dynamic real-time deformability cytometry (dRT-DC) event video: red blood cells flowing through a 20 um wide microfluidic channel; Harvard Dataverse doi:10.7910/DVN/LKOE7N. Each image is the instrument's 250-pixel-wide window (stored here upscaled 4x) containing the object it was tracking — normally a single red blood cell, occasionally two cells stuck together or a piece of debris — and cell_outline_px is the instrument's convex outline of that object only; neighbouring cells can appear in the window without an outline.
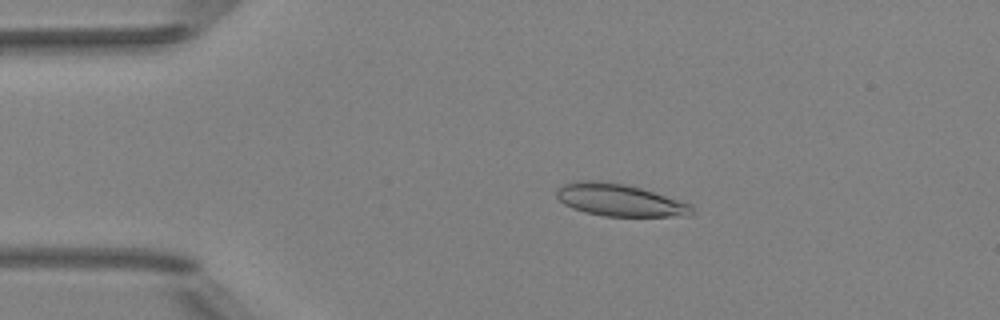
{"species": "Egyptian fruit bat (a non-hibernating species)", "species_latin": "Rousettus aegyptiacus", "temperature_condition": "room temperature", "stored_images_in_passage": 51, "camera_frame_rate_fps": 3000, "um_per_image_px": 0.085, "animal": {"sex": "female"}, "frame": {"image": 1, "passage_image": 10, "time_ms": 3.0, "image_size_px": [1000, 320], "cell_outline_px": [[692, 216], [604, 216], [584, 212], [572, 208], [564, 204], [556, 196], [556, 192], [564, 184], [580, 180], [596, 180], [624, 184], [640, 188], [680, 200], [692, 204]], "centroid_in_image_um": [52.67, 17.01], "position_along_channel_um": 32.3, "area_um2": 25.32}}
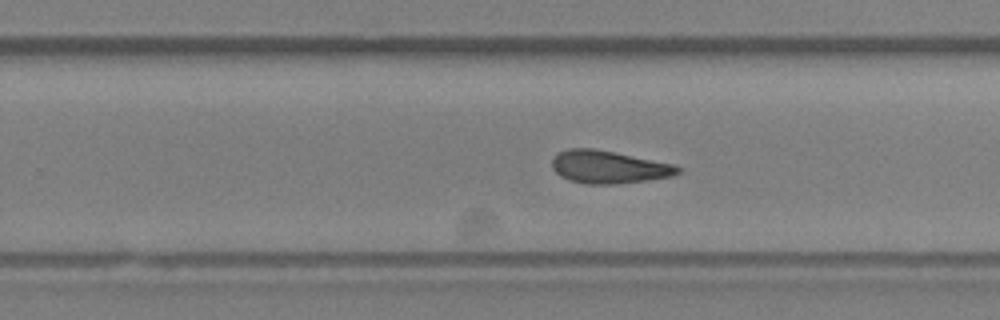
{"frame": {"image": 2, "passage_image": 32, "time_ms": 10.333, "image_size_px": [1000, 320], "cell_outline_px": [[680, 172], [672, 176], [616, 184], [584, 184], [568, 180], [560, 176], [552, 168], [552, 156], [556, 152], [568, 148], [592, 148], [616, 152], [672, 164], [680, 168]], "centroid_in_image_um": [51.65, 14.19], "position_along_channel_um": 278.1, "area_um2": 24.04}}
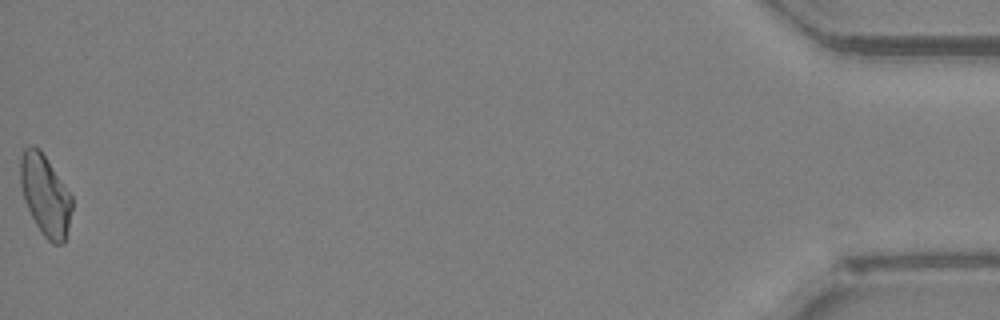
{"frame": {"image": 3, "passage_image": 51, "time_ms": 16.667, "image_size_px": [1000, 320], "cell_outline_px": [[72, 208], [64, 244], [52, 244], [40, 232], [24, 200], [20, 184], [20, 156], [24, 148], [32, 144], [40, 148], [72, 196]], "centroid_in_image_um": [3.83, 16.57], "position_along_channel_um": 431.4, "area_um2": 24.33}, "authors_computed_cell_mechanics": {"area_um2": 24.3916, "velocity_mm_per_s": 4.009, "shape_relaxation_time_tau1_ms": null, "shape_relaxation_time_tau2_ms": 3.8517, "deformation_change_tau1": null, "deformation_change_tau2": 0.1175}}